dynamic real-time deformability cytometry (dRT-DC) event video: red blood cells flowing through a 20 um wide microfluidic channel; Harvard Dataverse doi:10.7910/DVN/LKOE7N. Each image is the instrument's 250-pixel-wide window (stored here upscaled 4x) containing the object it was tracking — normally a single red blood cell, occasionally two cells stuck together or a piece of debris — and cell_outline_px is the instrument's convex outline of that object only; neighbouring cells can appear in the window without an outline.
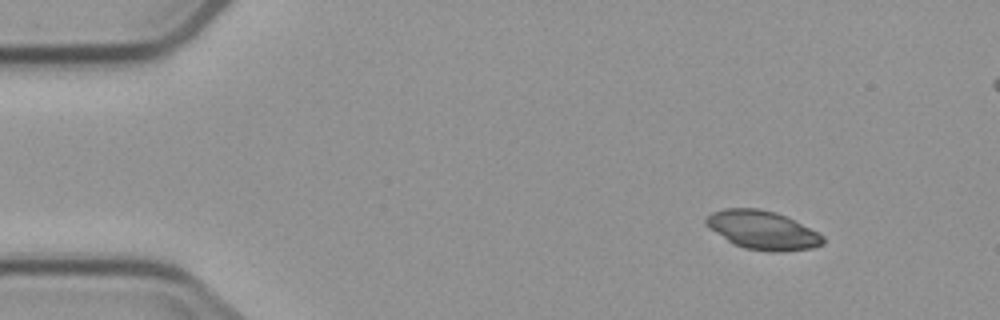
{"species": "common noctule bat (a hibernating species)", "species_latin": "Nyctalus noctula", "temperature_condition": "cold", "stored_images_in_passage": 7, "camera_frame_rate_fps": 3000, "um_per_image_px": 0.085, "animal": {"sex": "male", "body_mass_g": 23.1, "forearm_length_mm": 52.7}, "frame": {"image": 1, "passage_image": 1, "time_ms": 0.0, "image_size_px": [1000, 320], "cell_outline_px": [[824, 244], [812, 248], [784, 252], [768, 252], [744, 248], [732, 244], [716, 232], [704, 220], [712, 212], [724, 208], [756, 208], [776, 212], [824, 236]], "centroid_in_image_um": [64.82, 19.58], "position_along_channel_um": 20.2, "area_um2": 26.01}}